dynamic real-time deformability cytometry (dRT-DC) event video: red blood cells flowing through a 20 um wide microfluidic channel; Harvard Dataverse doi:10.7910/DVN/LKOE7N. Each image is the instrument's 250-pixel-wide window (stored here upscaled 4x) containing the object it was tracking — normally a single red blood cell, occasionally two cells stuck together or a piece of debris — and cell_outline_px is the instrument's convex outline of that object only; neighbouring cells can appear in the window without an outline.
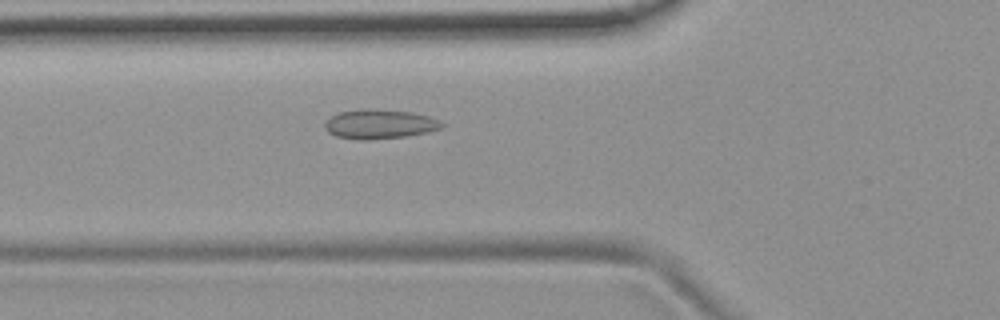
{"species": "common noctule bat (a hibernating species)", "species_latin": "Nyctalus noctula", "temperature_condition": "room temperature", "stored_images_in_passage": 45, "camera_frame_rate_fps": 3000, "um_per_image_px": 0.085, "animal": {"sex": "female", "body_mass_g": 19.9}, "frame": {"image": 1, "passage_image": 19, "time_ms": 6.0, "image_size_px": [1000, 320], "cell_outline_px": [[444, 128], [428, 132], [408, 136], [368, 140], [360, 140], [336, 136], [328, 132], [324, 128], [324, 124], [332, 116], [340, 112], [360, 108], [368, 108], [412, 112], [428, 116], [440, 120], [444, 124]], "centroid_in_image_um": [32.29, 10.55], "position_along_channel_um": 93.5, "area_um2": 20.23}}
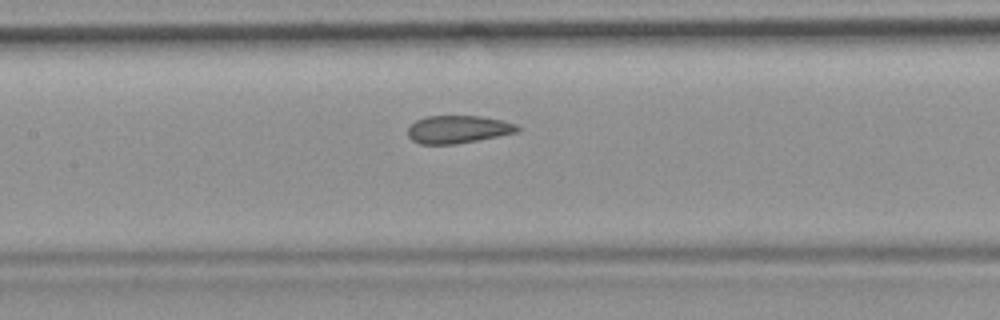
{"frame": {"image": 2, "passage_image": 25, "time_ms": 8.0, "image_size_px": [1000, 320], "cell_outline_px": [[520, 132], [456, 144], [420, 144], [412, 140], [408, 136], [408, 128], [416, 120], [424, 116], [484, 116], [516, 124], [520, 128]], "centroid_in_image_um": [38.94, 10.99], "position_along_channel_um": 168.5, "area_um2": 17.8}}
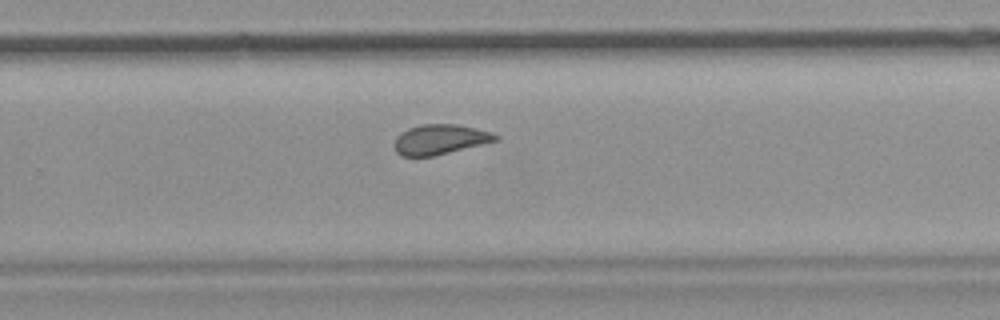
{"frame": {"image": 3, "passage_image": 35, "time_ms": 11.333, "image_size_px": [1000, 320], "cell_outline_px": [[500, 140], [432, 156], [400, 156], [396, 152], [396, 136], [400, 132], [408, 128], [420, 124], [456, 124], [492, 132], [500, 136]], "centroid_in_image_um": [37.42, 11.84], "position_along_channel_um": 292.4, "area_um2": 17.63}, "authors_computed_cell_mechanics": {"area_um2": 19.1318, "velocity_mm_per_s": 3.7315, "shape_relaxation_time_tau1_ms": null, "shape_relaxation_time_tau2_ms": 1.2474, "deformation_change_tau1": null, "deformation_change_tau2": 0.0628}}